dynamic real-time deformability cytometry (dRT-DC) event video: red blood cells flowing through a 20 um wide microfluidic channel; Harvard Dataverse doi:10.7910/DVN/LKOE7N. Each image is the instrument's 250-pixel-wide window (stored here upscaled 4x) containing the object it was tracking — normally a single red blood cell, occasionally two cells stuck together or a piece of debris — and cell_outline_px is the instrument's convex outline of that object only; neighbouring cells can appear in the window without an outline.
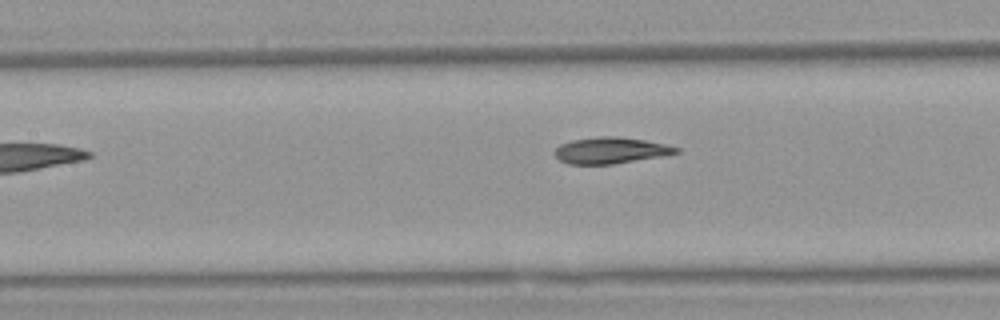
{"species": "Egyptian fruit bat (a non-hibernating species)", "species_latin": "Rousettus aegyptiacus", "temperature_condition": "warm", "stored_images_in_passage": 7, "camera_frame_rate_fps": 3000, "um_per_image_px": 0.085, "animal": {"sex": "female"}, "frame": {"image": 1, "passage_image": 6, "time_ms": 6.0, "image_size_px": [1000, 320], "cell_outline_px": [[680, 152], [668, 156], [612, 164], [568, 164], [560, 160], [552, 152], [560, 144], [572, 140], [600, 136], [616, 136], [644, 140], [664, 144], [680, 148]], "centroid_in_image_um": [51.93, 12.79], "position_along_channel_um": 155.5, "area_um2": 18.79}}
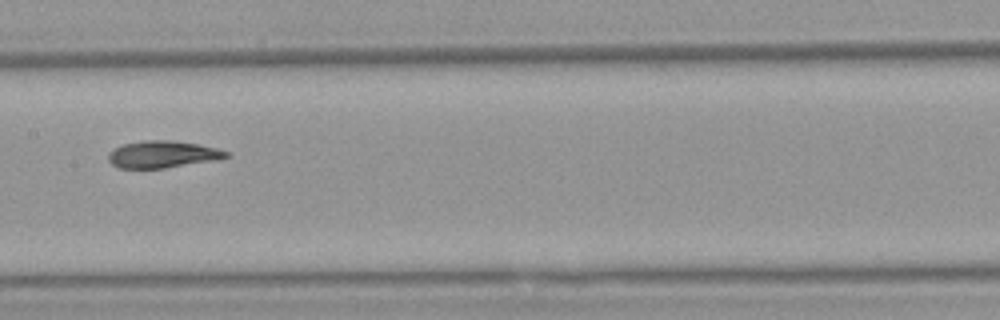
{"frame": {"image": 2, "passage_image": 7, "time_ms": 7.0, "image_size_px": [1000, 320], "cell_outline_px": [[228, 156], [216, 160], [164, 168], [116, 168], [108, 160], [108, 152], [124, 144], [144, 140], [172, 140], [200, 144], [216, 148], [228, 152]], "centroid_in_image_um": [13.8, 13.12], "position_along_channel_um": 193.6, "area_um2": 18.5}}